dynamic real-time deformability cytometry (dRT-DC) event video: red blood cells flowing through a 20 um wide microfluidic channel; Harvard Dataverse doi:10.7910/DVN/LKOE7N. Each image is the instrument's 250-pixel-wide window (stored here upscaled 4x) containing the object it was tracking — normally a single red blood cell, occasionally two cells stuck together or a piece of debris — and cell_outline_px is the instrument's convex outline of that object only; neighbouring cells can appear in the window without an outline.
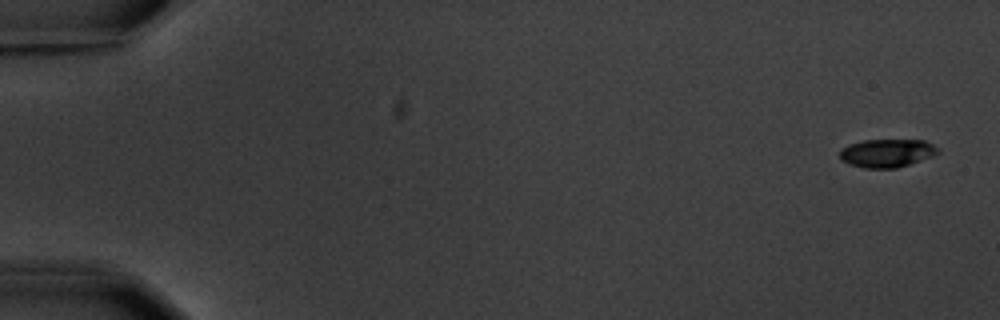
{"species": "common noctule bat (a hibernating species)", "species_latin": "Nyctalus noctula", "temperature_condition": "warm", "stored_images_in_passage": 6, "camera_frame_rate_fps": 3000, "um_per_image_px": 0.085, "animal": {"sex": "male", "body_mass_g": 20.1, "forearm_length_mm": 53.5}, "frame": {"image": 1, "passage_image": 1, "time_ms": 0.0, "image_size_px": [1000, 320], "cell_outline_px": [[940, 152], [932, 156], [896, 168], [864, 168], [848, 164], [840, 160], [840, 148], [848, 144], [864, 140], [924, 140], [940, 148]], "centroid_in_image_um": [75.36, 13.01], "position_along_channel_um": 9.6, "area_um2": 16.24}}
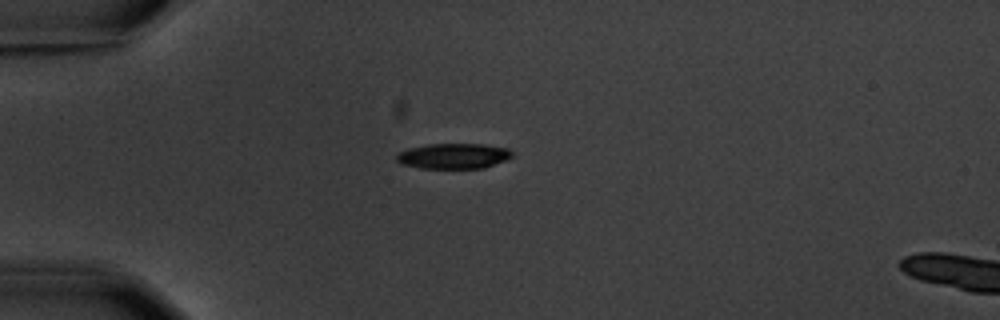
{"frame": {"image": 2, "passage_image": 5, "time_ms": 4.667, "image_size_px": [1000, 320], "cell_outline_px": [[512, 156], [508, 160], [484, 168], [420, 168], [400, 164], [396, 160], [396, 156], [400, 152], [408, 148], [428, 144], [484, 144], [508, 148], [512, 152]], "centroid_in_image_um": [38.56, 13.26], "position_along_channel_um": 46.4, "area_um2": 17.22}}